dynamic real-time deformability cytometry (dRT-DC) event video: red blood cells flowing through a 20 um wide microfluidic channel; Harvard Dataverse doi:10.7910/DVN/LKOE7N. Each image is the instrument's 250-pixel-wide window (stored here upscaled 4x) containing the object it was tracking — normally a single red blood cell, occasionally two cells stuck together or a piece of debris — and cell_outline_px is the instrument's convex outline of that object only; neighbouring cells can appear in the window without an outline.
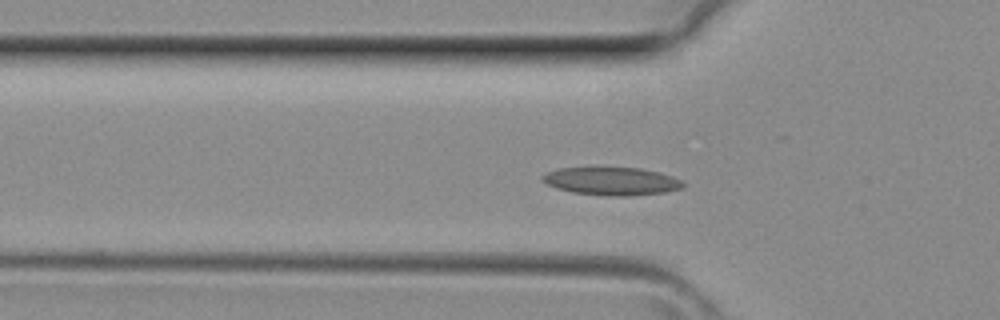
{"species": "common noctule bat (a hibernating species)", "species_latin": "Nyctalus noctula", "temperature_condition": "room temperature", "stored_images_in_passage": 32, "segment_of_instrument_passage": [1, 2], "camera_frame_rate_fps": 3000, "um_per_image_px": 0.085, "animal": {"sex": "female", "body_mass_g": 29.2, "forearm_length_mm": 56.3}, "frame": {"image": 1, "passage_image": 4, "time_ms": 1.0, "image_size_px": [1000, 320], "cell_outline_px": [[684, 188], [664, 192], [628, 196], [608, 196], [572, 192], [556, 188], [540, 180], [540, 176], [548, 172], [560, 168], [640, 168], [660, 172], [672, 176], [680, 180], [684, 184]], "centroid_in_image_um": [51.99, 15.4], "position_along_channel_um": 73.8, "area_um2": 22.83}}
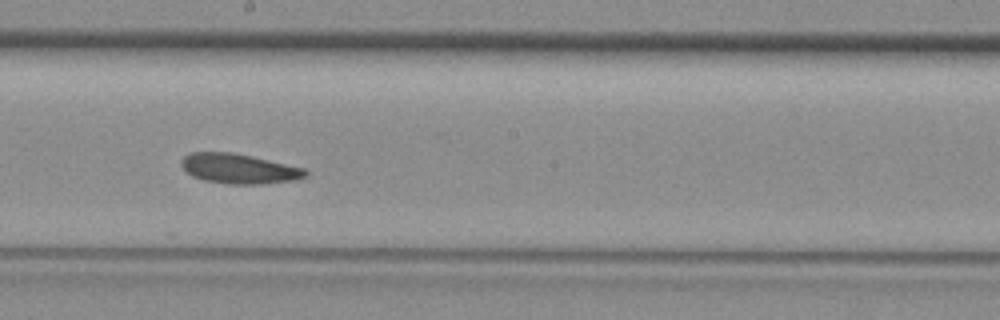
{"frame": {"image": 2, "passage_image": 13, "time_ms": 4.0, "image_size_px": [1000, 320], "cell_outline_px": [[308, 176], [296, 180], [260, 184], [228, 184], [204, 180], [192, 176], [180, 164], [180, 160], [184, 156], [192, 152], [232, 152], [252, 156], [304, 168], [308, 172]], "centroid_in_image_um": [20.32, 14.34], "position_along_channel_um": 227.9, "area_um2": 21.62}}
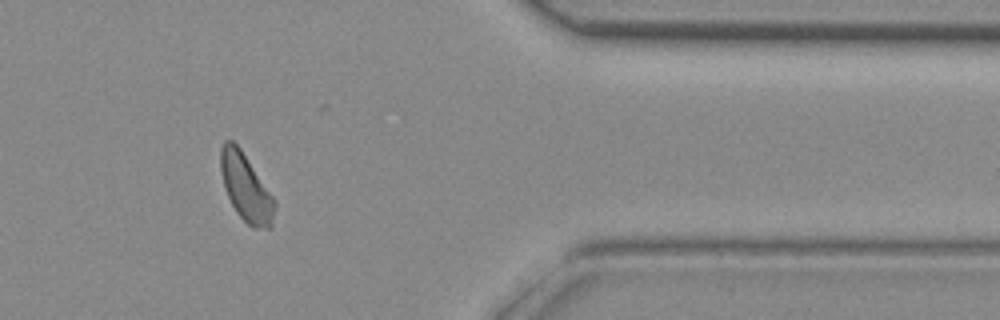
{"frame": {"image": 3, "passage_image": 24, "time_ms": 7.667, "image_size_px": [1000, 320], "cell_outline_px": [[276, 204], [272, 224], [268, 228], [252, 228], [236, 212], [228, 196], [224, 184], [220, 168], [220, 148], [224, 140], [232, 140], [240, 148], [276, 200]], "centroid_in_image_um": [20.91, 15.94], "position_along_channel_um": 390.5, "area_um2": 21.04}}